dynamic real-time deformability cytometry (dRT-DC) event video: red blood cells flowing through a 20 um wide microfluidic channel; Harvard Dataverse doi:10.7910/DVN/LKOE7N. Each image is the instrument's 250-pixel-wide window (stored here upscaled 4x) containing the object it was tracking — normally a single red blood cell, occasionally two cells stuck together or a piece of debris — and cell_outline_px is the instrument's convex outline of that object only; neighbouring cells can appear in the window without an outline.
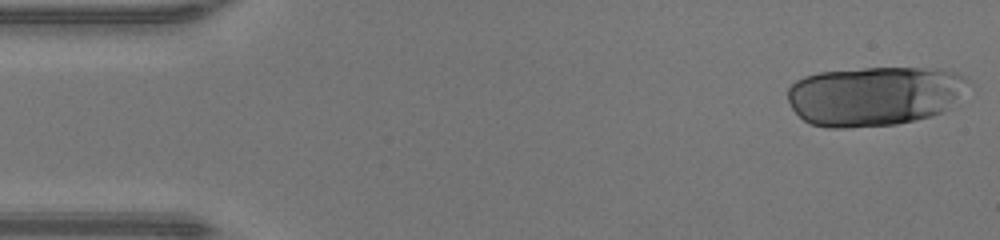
{"species": "human", "species_latin": "Homo sapiens", "temperature_condition": "warm", "stored_images_in_passage": 16, "camera_frame_rate_fps": 3000, "um_per_image_px": 0.085, "donor": {"sex": "male"}, "frame": {"image": 1, "passage_image": 1, "time_ms": 0.0, "image_size_px": [1000, 240], "cell_outline_px": [[968, 80], [948, 108], [932, 116], [916, 120], [896, 124], [848, 128], [828, 128], [812, 124], [804, 120], [792, 108], [788, 100], [788, 88], [796, 80], [804, 76], [820, 72], [864, 68], [940, 68], [956, 72], [964, 76]], "centroid_in_image_um": [74.26, 8.15], "position_along_channel_um": 10.7, "area_um2": 62.37}}
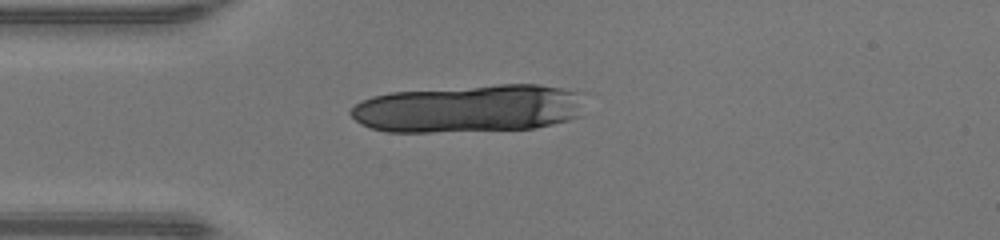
{"frame": {"image": 2, "passage_image": 11, "time_ms": 3.333, "image_size_px": [1000, 240], "cell_outline_px": [[584, 92], [580, 116], [568, 120], [536, 128], [432, 132], [388, 132], [372, 128], [360, 124], [348, 112], [360, 100], [372, 96], [392, 92], [500, 84], [540, 84]], "centroid_in_image_um": [39.89, 9.22], "position_along_channel_um": 45.1, "area_um2": 65.55}}